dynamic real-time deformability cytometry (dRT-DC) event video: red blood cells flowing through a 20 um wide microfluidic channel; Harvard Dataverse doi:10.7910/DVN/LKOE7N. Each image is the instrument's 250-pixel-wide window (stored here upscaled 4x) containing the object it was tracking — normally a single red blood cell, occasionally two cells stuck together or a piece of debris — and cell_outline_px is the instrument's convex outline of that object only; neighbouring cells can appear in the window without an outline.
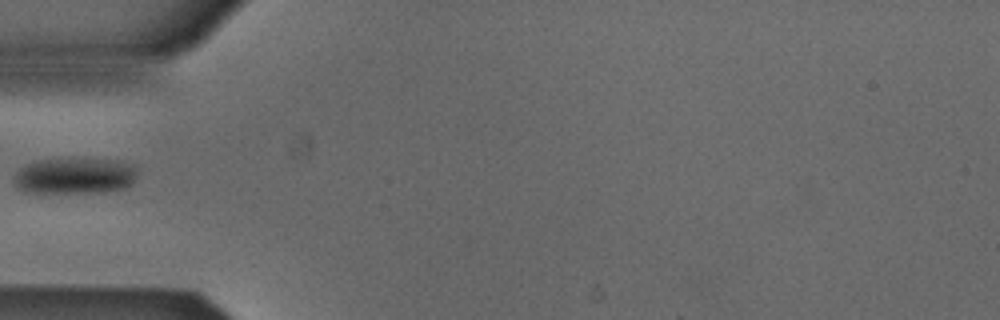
{"species": "Egyptian fruit bat (a non-hibernating species)", "species_latin": "Rousettus aegyptiacus", "temperature_condition": "cold", "stored_images_in_passage": 1, "camera_frame_rate_fps": 3000, "um_per_image_px": 0.085, "animal": {"sex": "male"}, "frame": {"image": 1, "passage_image": 1, "time_ms": 0.0, "image_size_px": [1000, 320], "cell_outline_px": [[136, 176], [132, 184], [124, 188], [104, 192], [24, 192], [16, 188], [12, 180], [16, 172], [24, 164], [36, 160], [68, 156], [72, 156], [120, 160], [132, 164], [136, 168]], "centroid_in_image_um": [6.32, 14.89], "position_along_channel_um": 78.7, "area_um2": 27.17}}